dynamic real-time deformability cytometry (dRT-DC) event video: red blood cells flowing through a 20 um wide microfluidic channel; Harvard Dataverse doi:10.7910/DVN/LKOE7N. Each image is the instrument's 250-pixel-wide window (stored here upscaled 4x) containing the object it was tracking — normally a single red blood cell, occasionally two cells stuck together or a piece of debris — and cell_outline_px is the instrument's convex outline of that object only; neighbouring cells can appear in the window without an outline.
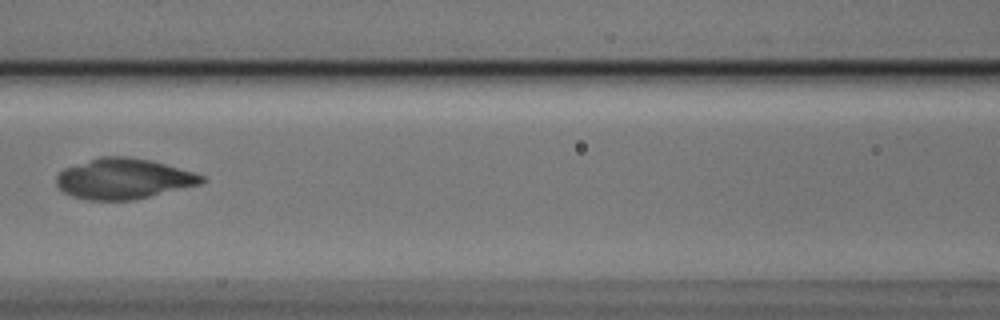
{"species": "Egyptian fruit bat (a non-hibernating species)", "species_latin": "Rousettus aegyptiacus", "temperature_condition": "cold", "stored_images_in_passage": 6, "camera_frame_rate_fps": 3000, "um_per_image_px": 0.085, "animal": {"sex": "male"}, "frame": {"image": 1, "passage_image": 3, "time_ms": 0.667, "image_size_px": [1000, 320], "cell_outline_px": [[208, 180], [200, 184], [132, 200], [88, 200], [72, 196], [64, 192], [56, 184], [56, 176], [64, 168], [100, 156], [128, 156], [152, 160], [192, 172], [204, 176]], "centroid_in_image_um": [10.48, 15.18], "position_along_channel_um": 156.1, "area_um2": 34.16}}
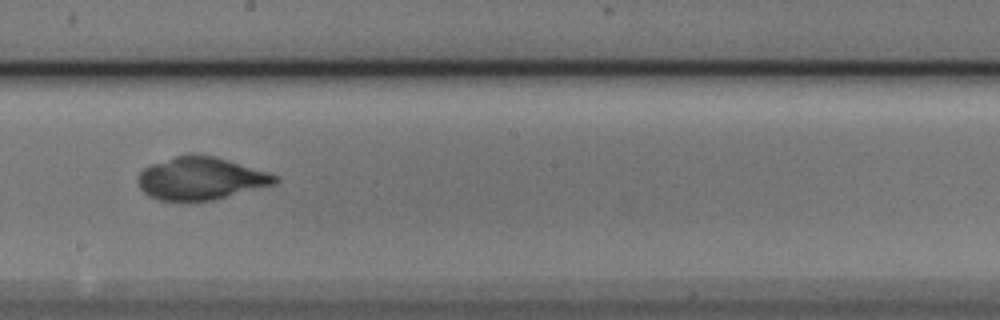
{"frame": {"image": 2, "passage_image": 5, "time_ms": 1.333, "image_size_px": [1000, 320], "cell_outline_px": [[280, 180], [272, 184], [216, 200], [160, 200], [148, 196], [140, 188], [136, 180], [140, 172], [144, 168], [152, 164], [176, 156], [192, 152], [212, 156], [228, 160], [276, 176]], "centroid_in_image_um": [17.0, 15.16], "position_along_channel_um": 231.2, "area_um2": 33.64}}
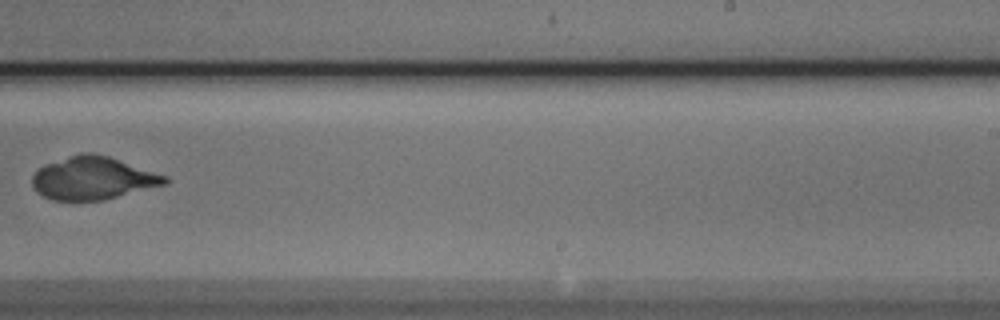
{"frame": {"image": 3, "passage_image": 6, "time_ms": 1.667, "image_size_px": [1000, 320], "cell_outline_px": [[168, 184], [104, 200], [72, 204], [52, 200], [36, 192], [32, 188], [32, 176], [44, 164], [80, 152], [92, 152], [108, 156], [168, 176]], "centroid_in_image_um": [7.87, 15.18], "position_along_channel_um": 281.1, "area_um2": 34.04}}